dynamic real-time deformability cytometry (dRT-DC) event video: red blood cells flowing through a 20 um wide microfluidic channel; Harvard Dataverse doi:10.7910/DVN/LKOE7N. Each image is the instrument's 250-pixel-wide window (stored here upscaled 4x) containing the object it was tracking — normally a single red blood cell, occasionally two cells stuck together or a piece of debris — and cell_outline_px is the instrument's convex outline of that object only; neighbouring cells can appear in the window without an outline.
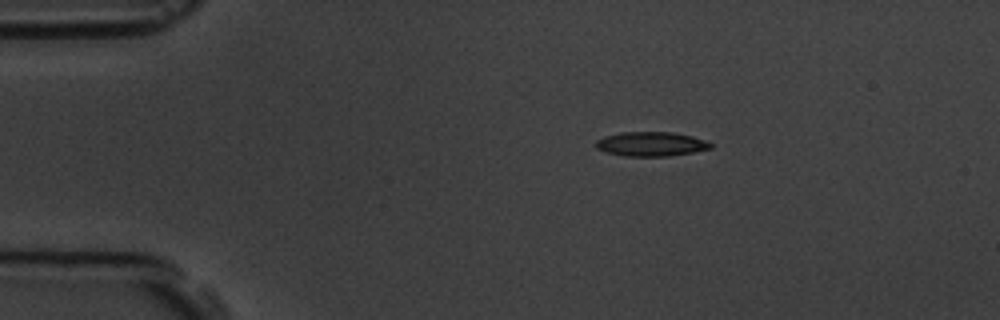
{"species": "common noctule bat (a hibernating species)", "species_latin": "Nyctalus noctula", "temperature_condition": "room temperature", "stored_images_in_passage": 4, "camera_frame_rate_fps": 3000, "um_per_image_px": 0.085, "animal": {"sex": "male", "body_mass_g": 19.5, "forearm_length_mm": 54.6}, "frame": {"image": 1, "passage_image": 1, "time_ms": 0.0, "image_size_px": [1000, 320], "cell_outline_px": [[712, 148], [692, 152], [668, 156], [624, 156], [604, 152], [596, 148], [596, 140], [604, 136], [620, 132], [672, 132], [692, 136], [708, 140], [712, 144]], "centroid_in_image_um": [55.33, 12.24], "position_along_channel_um": 29.7, "area_um2": 16.42}}
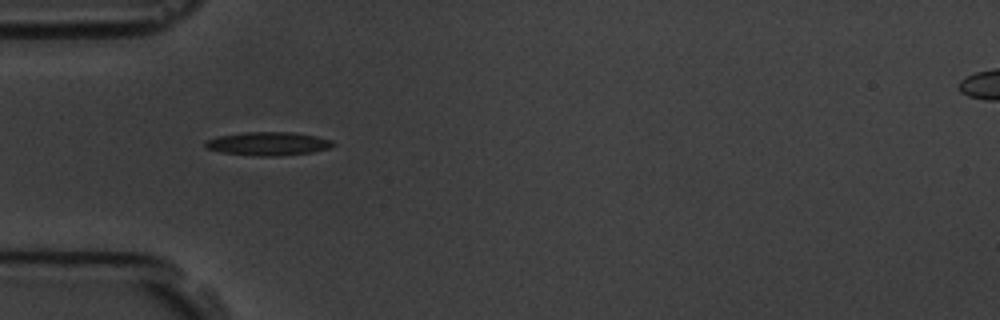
{"frame": {"image": 2, "passage_image": 3, "time_ms": 2.333, "image_size_px": [1000, 320], "cell_outline_px": [[336, 144], [332, 148], [312, 152], [280, 156], [256, 156], [220, 152], [208, 148], [204, 144], [204, 140], [220, 136], [244, 132], [292, 132], [316, 136], [332, 140]], "centroid_in_image_um": [22.83, 12.22], "position_along_channel_um": 62.2, "area_um2": 17.57}}
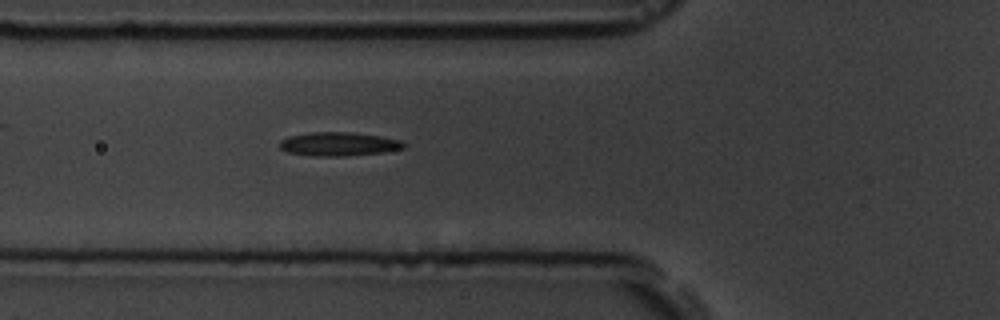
{"frame": {"image": 3, "passage_image": 4, "time_ms": 3.333, "image_size_px": [1000, 320], "cell_outline_px": [[408, 144], [404, 148], [380, 152], [348, 156], [312, 156], [288, 152], [280, 148], [280, 140], [288, 136], [308, 132], [348, 132], [380, 136], [400, 140]], "centroid_in_image_um": [28.77, 12.24], "position_along_channel_um": 97.0, "area_um2": 17.17}}